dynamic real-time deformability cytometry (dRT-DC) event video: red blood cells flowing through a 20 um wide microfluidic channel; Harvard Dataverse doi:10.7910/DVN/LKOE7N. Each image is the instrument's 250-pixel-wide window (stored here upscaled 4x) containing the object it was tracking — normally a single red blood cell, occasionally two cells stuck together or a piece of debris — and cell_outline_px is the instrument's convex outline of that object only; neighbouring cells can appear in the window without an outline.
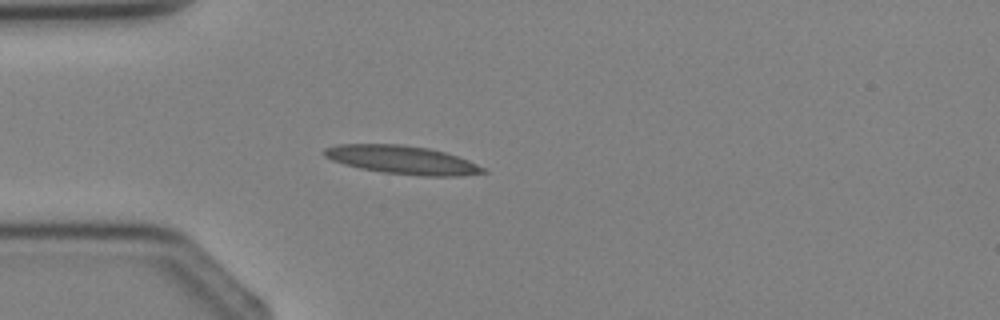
{"species": "Egyptian fruit bat (a non-hibernating species)", "species_latin": "Rousettus aegyptiacus", "temperature_condition": "cold", "stored_images_in_passage": 2, "camera_frame_rate_fps": 3000, "um_per_image_px": 0.085, "animal": {"sex": "female"}, "frame": {"image": 1, "passage_image": 2, "time_ms": 2.0, "image_size_px": [1000, 320], "cell_outline_px": [[488, 172], [460, 176], [420, 176], [384, 172], [360, 168], [344, 164], [332, 160], [324, 156], [324, 148], [336, 144], [400, 144], [428, 148], [444, 152], [468, 160], [484, 168]], "centroid_in_image_um": [34.17, 13.59], "position_along_channel_um": 50.8, "area_um2": 26.13}}